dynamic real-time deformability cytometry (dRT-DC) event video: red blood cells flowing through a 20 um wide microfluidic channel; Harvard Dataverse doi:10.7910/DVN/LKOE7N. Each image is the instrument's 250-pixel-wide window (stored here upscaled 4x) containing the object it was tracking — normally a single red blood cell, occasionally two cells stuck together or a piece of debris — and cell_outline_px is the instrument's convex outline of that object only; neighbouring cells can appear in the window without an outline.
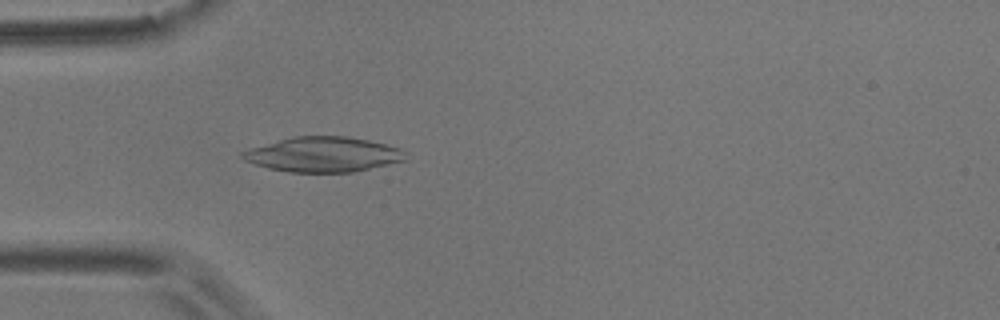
{"species": "common noctule bat (a hibernating species)", "species_latin": "Nyctalus noctula", "temperature_condition": "room temperature", "stored_images_in_passage": 44, "camera_frame_rate_fps": 3000, "um_per_image_px": 0.085, "animal": {"sex": "male", "body_mass_g": 17.9}, "frame": {"image": 1, "passage_image": 4, "time_ms": 1.0, "image_size_px": [1000, 320], "cell_outline_px": [[408, 160], [352, 172], [288, 172], [268, 168], [244, 160], [240, 156], [240, 152], [248, 148], [292, 136], [344, 136], [368, 140], [400, 148], [404, 152]], "centroid_in_image_um": [27.44, 13.12], "position_along_channel_um": 57.6, "area_um2": 33.29}}
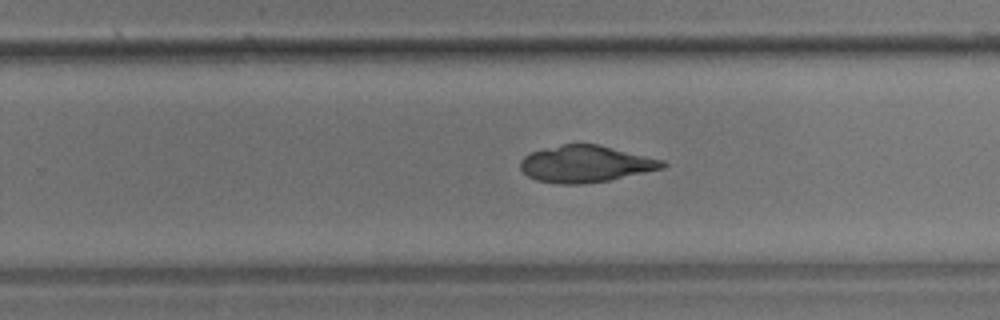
{"frame": {"image": 2, "passage_image": 23, "time_ms": 7.333, "image_size_px": [1000, 320], "cell_outline_px": [[668, 164], [664, 168], [608, 180], [580, 184], [560, 184], [536, 180], [528, 176], [520, 168], [520, 160], [524, 156], [532, 152], [544, 148], [564, 144], [600, 144], [664, 160]], "centroid_in_image_um": [49.79, 13.92], "position_along_channel_um": 280.0, "area_um2": 30.4}}
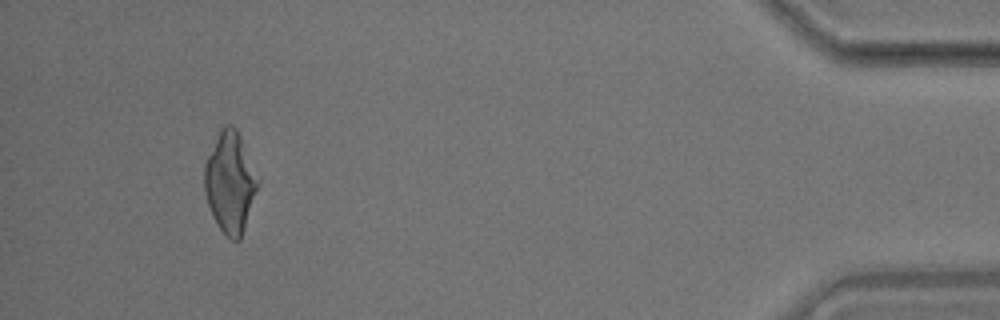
{"frame": {"image": 3, "passage_image": 40, "time_ms": 13.0, "image_size_px": [1000, 320], "cell_outline_px": [[260, 184], [240, 240], [232, 240], [220, 228], [212, 216], [208, 204], [204, 188], [204, 164], [220, 128], [224, 124], [232, 124], [236, 128], [240, 136], [260, 180]], "centroid_in_image_um": [19.57, 15.47], "position_along_channel_um": 415.6, "area_um2": 31.39}}